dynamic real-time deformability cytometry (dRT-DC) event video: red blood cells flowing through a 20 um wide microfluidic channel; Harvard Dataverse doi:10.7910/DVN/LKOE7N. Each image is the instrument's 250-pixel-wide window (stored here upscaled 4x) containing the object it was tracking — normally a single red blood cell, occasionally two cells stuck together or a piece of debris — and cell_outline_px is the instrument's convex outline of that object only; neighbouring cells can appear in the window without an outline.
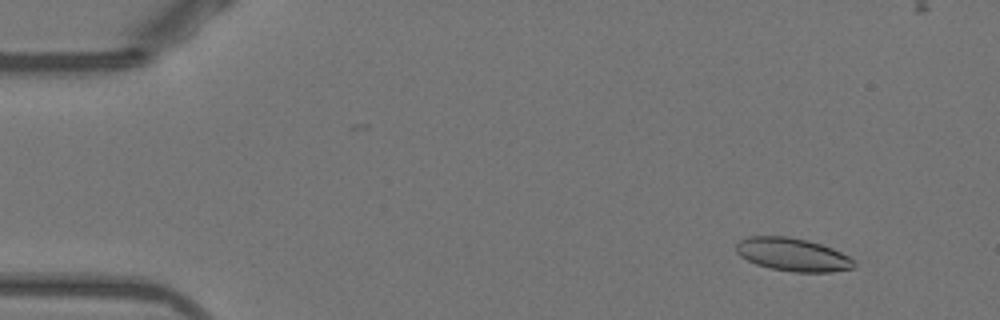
{"species": "Egyptian fruit bat (a non-hibernating species)", "species_latin": "Rousettus aegyptiacus", "temperature_condition": "warm", "stored_images_in_passage": 53, "camera_frame_rate_fps": 3000, "um_per_image_px": 0.085, "animal": {"sex": "female"}, "frame": {"image": 1, "passage_image": 5, "time_ms": 1.333, "image_size_px": [1000, 320], "cell_outline_px": [[856, 264], [852, 268], [832, 272], [792, 272], [772, 268], [756, 264], [740, 256], [736, 252], [736, 244], [740, 240], [748, 236], [788, 236], [808, 240], [832, 248], [848, 256]], "centroid_in_image_um": [67.36, 21.63], "position_along_channel_um": 17.6, "area_um2": 22.66}}
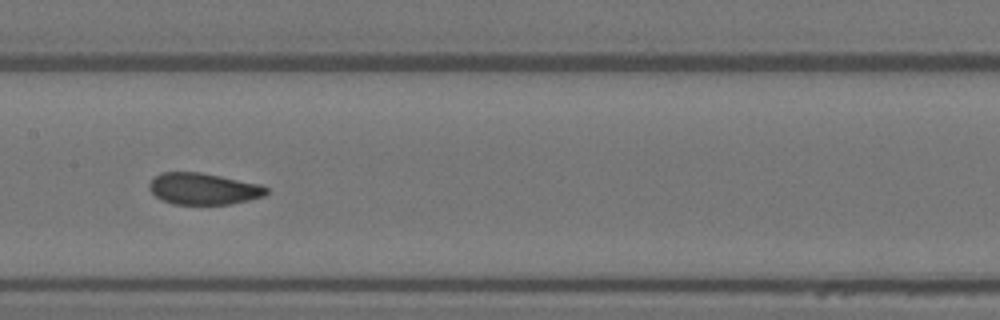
{"frame": {"image": 2, "passage_image": 26, "time_ms": 8.333, "image_size_px": [1000, 320], "cell_outline_px": [[268, 192], [264, 196], [232, 204], [172, 204], [160, 200], [148, 188], [148, 184], [152, 176], [160, 172], [200, 172], [260, 184], [268, 188]], "centroid_in_image_um": [17.24, 16.04], "position_along_channel_um": 190.2, "area_um2": 21.73}}
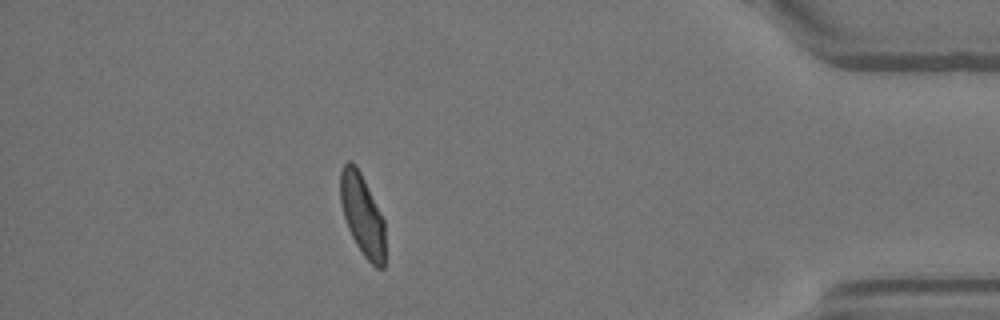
{"frame": {"image": 3, "passage_image": 46, "time_ms": 15.0, "image_size_px": [1000, 320], "cell_outline_px": [[384, 268], [376, 268], [364, 256], [356, 244], [348, 228], [340, 204], [340, 172], [344, 164], [348, 160], [352, 160], [356, 164], [384, 220]], "centroid_in_image_um": [30.78, 18.24], "position_along_channel_um": 404.4, "area_um2": 21.1}, "authors_computed_cell_mechanics": {"area_um2": 22.3108, "velocity_mm_per_s": 3.8972, "shape_relaxation_time_tau1_ms": 5.3253, "shape_relaxation_time_tau2_ms": 1.0117, "deformation_change_tau1": 0.1633, "deformation_change_tau2": 0.0619}}